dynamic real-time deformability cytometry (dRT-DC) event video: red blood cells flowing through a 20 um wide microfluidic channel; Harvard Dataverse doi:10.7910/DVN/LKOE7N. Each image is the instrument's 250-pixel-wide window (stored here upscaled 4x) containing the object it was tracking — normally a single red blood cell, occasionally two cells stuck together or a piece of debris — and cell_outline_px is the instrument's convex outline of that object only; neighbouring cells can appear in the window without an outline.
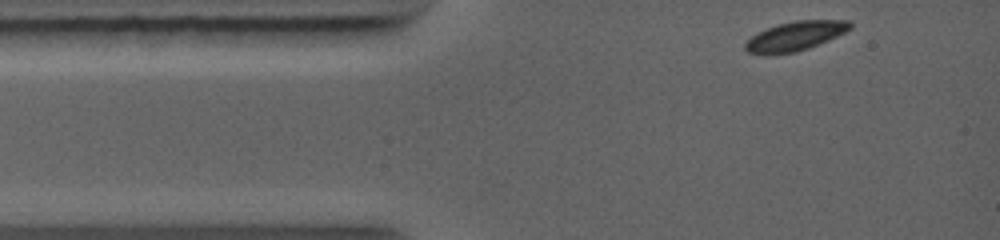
{"species": "common noctule bat (a hibernating species)", "species_latin": "Nyctalus noctula", "temperature_condition": "warm", "stored_images_in_passage": 6, "camera_frame_rate_fps": 5000, "um_per_image_px": 0.085, "animal": {"sex": "female", "body_mass_g": 19.0, "forearm_length_mm": 56.7}, "frame": {"image": 1, "passage_image": 1, "time_ms": 0.0, "image_size_px": [1000, 240], "cell_outline_px": [[852, 28], [828, 40], [808, 48], [796, 52], [764, 56], [748, 52], [744, 48], [744, 44], [756, 32], [776, 24], [796, 20], [852, 20]], "centroid_in_image_um": [67.55, 3.07], "position_along_channel_um": 17.4, "area_um2": 18.15}}
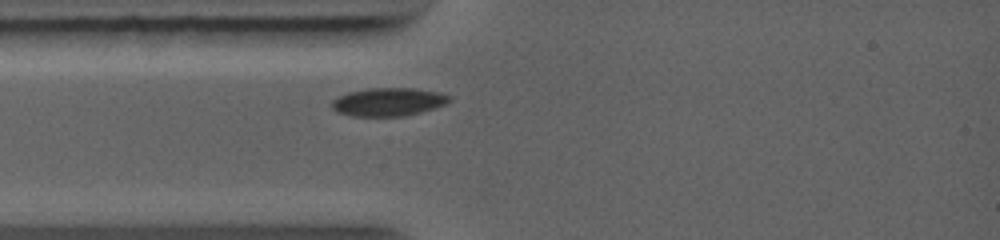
{"frame": {"image": 2, "passage_image": 6, "time_ms": 1.6, "image_size_px": [1000, 240], "cell_outline_px": [[452, 100], [444, 104], [420, 112], [404, 116], [352, 116], [336, 112], [332, 108], [332, 100], [348, 92], [368, 88], [412, 88], [440, 92], [448, 96]], "centroid_in_image_um": [32.98, 8.66], "position_along_channel_um": 52.0, "area_um2": 19.19}}